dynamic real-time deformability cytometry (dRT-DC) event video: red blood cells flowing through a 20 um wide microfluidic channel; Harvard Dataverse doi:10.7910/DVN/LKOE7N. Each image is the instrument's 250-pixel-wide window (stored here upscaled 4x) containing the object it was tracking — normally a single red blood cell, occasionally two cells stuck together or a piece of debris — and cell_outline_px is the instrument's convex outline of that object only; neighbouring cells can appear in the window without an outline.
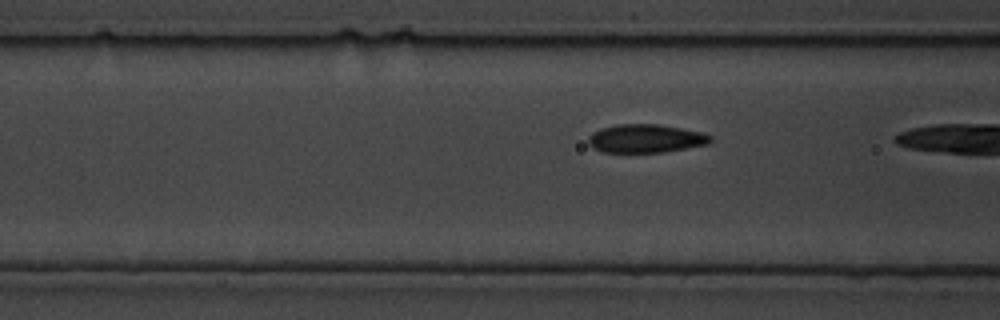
{"species": "common noctule bat (a hibernating species)", "species_latin": "Nyctalus noctula", "temperature_condition": "cold", "stored_images_in_passage": 19, "camera_frame_rate_fps": 3000, "um_per_image_px": 0.085, "animal": {"sex": "male", "body_mass_g": 19.5, "forearm_length_mm": 54.6}, "frame": {"image": 1, "passage_image": 15, "time_ms": 4.667, "image_size_px": [1000, 320], "cell_outline_px": [[712, 140], [708, 144], [664, 152], [604, 152], [592, 148], [588, 144], [588, 136], [592, 132], [600, 128], [620, 124], [656, 124], [680, 128], [700, 132], [712, 136]], "centroid_in_image_um": [54.85, 11.77], "position_along_channel_um": 111.8, "area_um2": 20.17}}